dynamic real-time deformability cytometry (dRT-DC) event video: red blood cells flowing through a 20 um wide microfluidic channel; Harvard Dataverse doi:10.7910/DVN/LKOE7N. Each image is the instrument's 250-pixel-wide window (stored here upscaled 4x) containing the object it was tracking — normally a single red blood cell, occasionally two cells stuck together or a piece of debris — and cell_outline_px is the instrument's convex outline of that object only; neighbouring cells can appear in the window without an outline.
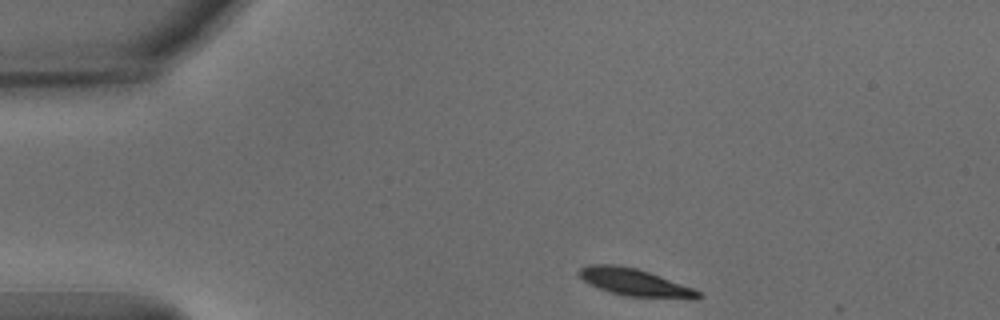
{"species": "common noctule bat (a hibernating species)", "species_latin": "Nyctalus noctula", "temperature_condition": "warm", "stored_images_in_passage": 37, "camera_frame_rate_fps": 3000, "um_per_image_px": 0.085, "animal": {"sex": "male", "body_mass_g": 15.6}, "frame": {"image": 1, "passage_image": 1, "time_ms": 0.0, "image_size_px": [1000, 320], "cell_outline_px": [[704, 296], [696, 300], [688, 300], [624, 296], [600, 288], [584, 280], [576, 272], [580, 268], [588, 264], [616, 264], [636, 268], [648, 272], [692, 288], [700, 292]], "centroid_in_image_um": [54.01, 24.02], "position_along_channel_um": 31.0, "area_um2": 19.07}}
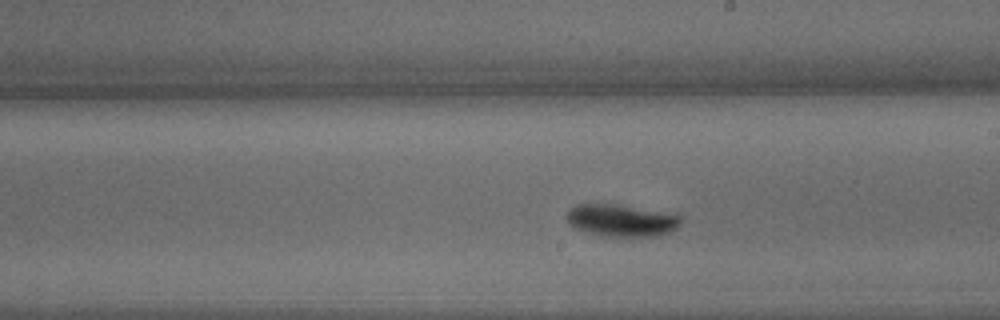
{"frame": {"image": 2, "passage_image": 22, "time_ms": 7.0, "image_size_px": [1000, 320], "cell_outline_px": [[680, 224], [676, 228], [668, 232], [656, 236], [612, 236], [588, 232], [576, 228], [568, 224], [564, 216], [568, 208], [576, 204], [616, 204], [676, 212], [680, 216]], "centroid_in_image_um": [52.82, 18.7], "position_along_channel_um": 236.2, "area_um2": 21.73}}
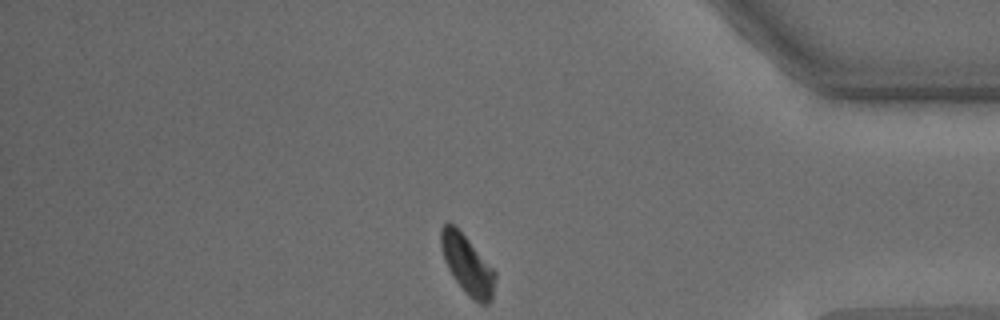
{"frame": {"image": 3, "passage_image": 37, "time_ms": 12.0, "image_size_px": [1000, 320], "cell_outline_px": [[496, 276], [492, 300], [488, 304], [480, 304], [472, 300], [464, 292], [448, 268], [444, 260], [440, 244], [440, 228], [448, 220], [468, 240], [496, 272]], "centroid_in_image_um": [39.72, 22.53], "position_along_channel_um": 395.5, "area_um2": 18.5}, "authors_computed_cell_mechanics": {"area_um2": 20.3456, "velocity_mm_per_s": 3.7305, "shape_relaxation_time_tau1_ms": 1.7825, "shape_relaxation_time_tau2_ms": null, "deformation_change_tau1": 0.1396, "deformation_change_tau2": null}}